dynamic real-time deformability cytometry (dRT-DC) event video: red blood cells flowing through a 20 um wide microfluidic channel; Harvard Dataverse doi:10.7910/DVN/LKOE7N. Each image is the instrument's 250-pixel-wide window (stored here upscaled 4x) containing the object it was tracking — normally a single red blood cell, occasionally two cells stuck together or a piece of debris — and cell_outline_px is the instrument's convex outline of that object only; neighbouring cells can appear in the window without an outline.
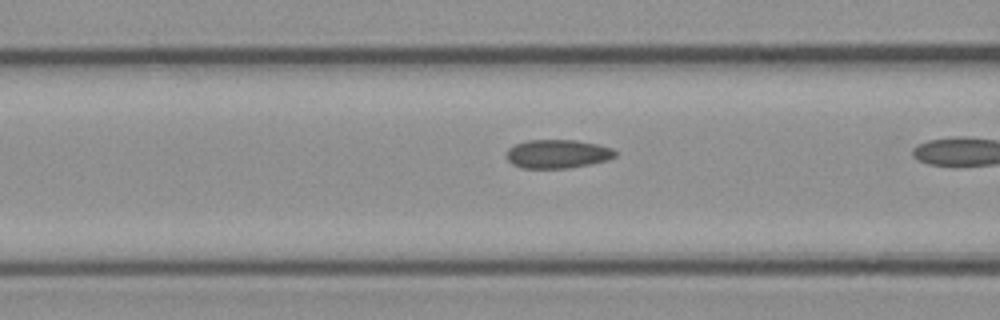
{"species": "common noctule bat (a hibernating species)", "species_latin": "Nyctalus noctula", "temperature_condition": "cold", "stored_images_in_passage": 19, "camera_frame_rate_fps": 3000, "um_per_image_px": 0.085, "animal": {"sex": "female", "body_mass_g": 21.9}, "frame": {"image": 1, "passage_image": 18, "time_ms": 5.667, "image_size_px": [1000, 320], "cell_outline_px": [[616, 156], [608, 160], [568, 168], [520, 168], [512, 164], [504, 156], [504, 152], [508, 148], [516, 144], [528, 140], [576, 140], [600, 144], [612, 148], [616, 152]], "centroid_in_image_um": [47.36, 13.08], "position_along_channel_um": 119.2, "area_um2": 18.38}}